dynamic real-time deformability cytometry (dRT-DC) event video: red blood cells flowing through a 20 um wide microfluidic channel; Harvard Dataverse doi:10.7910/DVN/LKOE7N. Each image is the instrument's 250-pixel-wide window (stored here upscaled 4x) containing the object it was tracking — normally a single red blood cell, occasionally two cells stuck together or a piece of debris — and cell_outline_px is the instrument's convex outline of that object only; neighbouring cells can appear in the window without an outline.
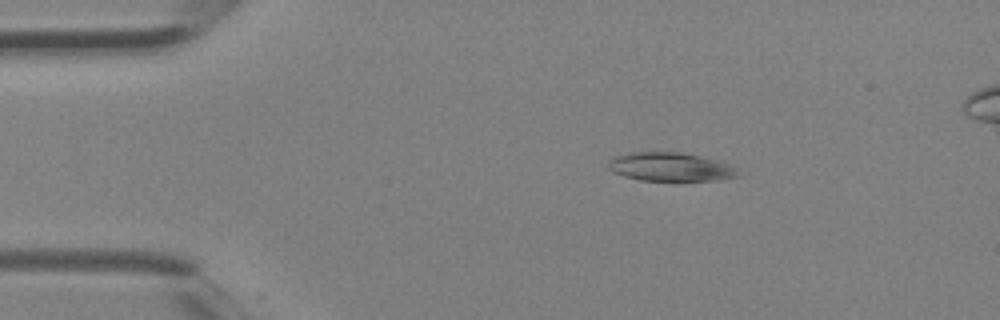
{"species": "Egyptian fruit bat (a non-hibernating species)", "species_latin": "Rousettus aegyptiacus", "temperature_condition": "room temperature", "stored_images_in_passage": 3, "camera_frame_rate_fps": 3000, "um_per_image_px": 0.085, "animal": {"sex": "female"}, "frame": {"image": 1, "passage_image": 2, "time_ms": 0.333, "image_size_px": [1000, 320], "cell_outline_px": [[744, 176], [716, 180], [640, 180], [624, 176], [612, 172], [608, 168], [608, 164], [616, 156], [632, 152], [680, 152], [700, 156], [732, 164], [740, 168]], "centroid_in_image_um": [57.1, 14.19], "position_along_channel_um": 27.9, "area_um2": 21.85}}